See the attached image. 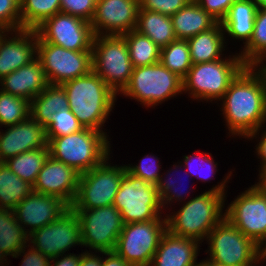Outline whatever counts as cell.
<instances>
[{
	"label": "cell",
	"mask_w": 266,
	"mask_h": 266,
	"mask_svg": "<svg viewBox=\"0 0 266 266\" xmlns=\"http://www.w3.org/2000/svg\"><path fill=\"white\" fill-rule=\"evenodd\" d=\"M258 181L255 182L253 187H255L262 195L266 197V170H259Z\"/></svg>",
	"instance_id": "cell-50"
},
{
	"label": "cell",
	"mask_w": 266,
	"mask_h": 266,
	"mask_svg": "<svg viewBox=\"0 0 266 266\" xmlns=\"http://www.w3.org/2000/svg\"><path fill=\"white\" fill-rule=\"evenodd\" d=\"M246 67L239 53L211 62L193 64L182 79L183 94L201 102L219 101L228 90L230 83Z\"/></svg>",
	"instance_id": "cell-5"
},
{
	"label": "cell",
	"mask_w": 266,
	"mask_h": 266,
	"mask_svg": "<svg viewBox=\"0 0 266 266\" xmlns=\"http://www.w3.org/2000/svg\"><path fill=\"white\" fill-rule=\"evenodd\" d=\"M70 206L59 197L32 191L14 209L15 219L30 234L58 219ZM29 229H26L28 228Z\"/></svg>",
	"instance_id": "cell-18"
},
{
	"label": "cell",
	"mask_w": 266,
	"mask_h": 266,
	"mask_svg": "<svg viewBox=\"0 0 266 266\" xmlns=\"http://www.w3.org/2000/svg\"><path fill=\"white\" fill-rule=\"evenodd\" d=\"M108 136L107 132L83 128L66 136L47 138L50 156L81 175L109 158Z\"/></svg>",
	"instance_id": "cell-4"
},
{
	"label": "cell",
	"mask_w": 266,
	"mask_h": 266,
	"mask_svg": "<svg viewBox=\"0 0 266 266\" xmlns=\"http://www.w3.org/2000/svg\"><path fill=\"white\" fill-rule=\"evenodd\" d=\"M177 163H178V165L175 163L173 165L172 169L170 168L169 170L166 171V174L162 173V175L160 176V180H159L158 184L156 185L157 192H158V195L160 197V202H161L163 210H166L168 208V205L171 207L172 203H174V204L176 202L177 203L179 202V204L181 202L183 203V201L187 199L188 195H190L189 192H192L190 190L187 192H184L183 190H181V188H178V187H180V186H178L180 178L177 180L178 182L176 181V179H177L176 177H175L176 179L172 178V176L174 175L173 173H175V172L178 173L180 170L183 171L182 170L183 166L179 162H177ZM170 173H172V174H170ZM186 190H187V188H186Z\"/></svg>",
	"instance_id": "cell-38"
},
{
	"label": "cell",
	"mask_w": 266,
	"mask_h": 266,
	"mask_svg": "<svg viewBox=\"0 0 266 266\" xmlns=\"http://www.w3.org/2000/svg\"><path fill=\"white\" fill-rule=\"evenodd\" d=\"M35 29L0 32V80L37 57Z\"/></svg>",
	"instance_id": "cell-19"
},
{
	"label": "cell",
	"mask_w": 266,
	"mask_h": 266,
	"mask_svg": "<svg viewBox=\"0 0 266 266\" xmlns=\"http://www.w3.org/2000/svg\"><path fill=\"white\" fill-rule=\"evenodd\" d=\"M183 95V81L160 62L134 67L130 80L118 94L137 101L144 107H155L176 95Z\"/></svg>",
	"instance_id": "cell-6"
},
{
	"label": "cell",
	"mask_w": 266,
	"mask_h": 266,
	"mask_svg": "<svg viewBox=\"0 0 266 266\" xmlns=\"http://www.w3.org/2000/svg\"><path fill=\"white\" fill-rule=\"evenodd\" d=\"M160 63L183 79L193 65L187 40L176 39L162 47Z\"/></svg>",
	"instance_id": "cell-35"
},
{
	"label": "cell",
	"mask_w": 266,
	"mask_h": 266,
	"mask_svg": "<svg viewBox=\"0 0 266 266\" xmlns=\"http://www.w3.org/2000/svg\"><path fill=\"white\" fill-rule=\"evenodd\" d=\"M261 258L266 259V242L265 244L261 247Z\"/></svg>",
	"instance_id": "cell-54"
},
{
	"label": "cell",
	"mask_w": 266,
	"mask_h": 266,
	"mask_svg": "<svg viewBox=\"0 0 266 266\" xmlns=\"http://www.w3.org/2000/svg\"><path fill=\"white\" fill-rule=\"evenodd\" d=\"M113 205L120 211L125 224L166 220V216H162L164 211L156 186L132 175L128 170L120 180Z\"/></svg>",
	"instance_id": "cell-9"
},
{
	"label": "cell",
	"mask_w": 266,
	"mask_h": 266,
	"mask_svg": "<svg viewBox=\"0 0 266 266\" xmlns=\"http://www.w3.org/2000/svg\"><path fill=\"white\" fill-rule=\"evenodd\" d=\"M208 260L221 266H259L261 247L246 237L227 218H223L208 234ZM258 264V265H257Z\"/></svg>",
	"instance_id": "cell-7"
},
{
	"label": "cell",
	"mask_w": 266,
	"mask_h": 266,
	"mask_svg": "<svg viewBox=\"0 0 266 266\" xmlns=\"http://www.w3.org/2000/svg\"><path fill=\"white\" fill-rule=\"evenodd\" d=\"M30 116V102L0 90V127L13 126Z\"/></svg>",
	"instance_id": "cell-37"
},
{
	"label": "cell",
	"mask_w": 266,
	"mask_h": 266,
	"mask_svg": "<svg viewBox=\"0 0 266 266\" xmlns=\"http://www.w3.org/2000/svg\"><path fill=\"white\" fill-rule=\"evenodd\" d=\"M28 243L50 259L83 246L77 213L70 207L55 221L28 234Z\"/></svg>",
	"instance_id": "cell-14"
},
{
	"label": "cell",
	"mask_w": 266,
	"mask_h": 266,
	"mask_svg": "<svg viewBox=\"0 0 266 266\" xmlns=\"http://www.w3.org/2000/svg\"><path fill=\"white\" fill-rule=\"evenodd\" d=\"M192 0H139V9L172 16Z\"/></svg>",
	"instance_id": "cell-43"
},
{
	"label": "cell",
	"mask_w": 266,
	"mask_h": 266,
	"mask_svg": "<svg viewBox=\"0 0 266 266\" xmlns=\"http://www.w3.org/2000/svg\"><path fill=\"white\" fill-rule=\"evenodd\" d=\"M69 109L83 128L105 132L103 128L117 101V94L93 71L61 84ZM104 129V130H103Z\"/></svg>",
	"instance_id": "cell-3"
},
{
	"label": "cell",
	"mask_w": 266,
	"mask_h": 266,
	"mask_svg": "<svg viewBox=\"0 0 266 266\" xmlns=\"http://www.w3.org/2000/svg\"><path fill=\"white\" fill-rule=\"evenodd\" d=\"M214 19L221 22L235 0H195Z\"/></svg>",
	"instance_id": "cell-45"
},
{
	"label": "cell",
	"mask_w": 266,
	"mask_h": 266,
	"mask_svg": "<svg viewBox=\"0 0 266 266\" xmlns=\"http://www.w3.org/2000/svg\"><path fill=\"white\" fill-rule=\"evenodd\" d=\"M79 176L73 168L49 156L32 190L59 197L71 206L78 191Z\"/></svg>",
	"instance_id": "cell-20"
},
{
	"label": "cell",
	"mask_w": 266,
	"mask_h": 266,
	"mask_svg": "<svg viewBox=\"0 0 266 266\" xmlns=\"http://www.w3.org/2000/svg\"><path fill=\"white\" fill-rule=\"evenodd\" d=\"M125 38L118 35H96L92 41V71L118 95L133 72Z\"/></svg>",
	"instance_id": "cell-8"
},
{
	"label": "cell",
	"mask_w": 266,
	"mask_h": 266,
	"mask_svg": "<svg viewBox=\"0 0 266 266\" xmlns=\"http://www.w3.org/2000/svg\"><path fill=\"white\" fill-rule=\"evenodd\" d=\"M219 101L228 136L246 139L266 127V82L254 66H246Z\"/></svg>",
	"instance_id": "cell-1"
},
{
	"label": "cell",
	"mask_w": 266,
	"mask_h": 266,
	"mask_svg": "<svg viewBox=\"0 0 266 266\" xmlns=\"http://www.w3.org/2000/svg\"><path fill=\"white\" fill-rule=\"evenodd\" d=\"M21 30L20 0H0V31Z\"/></svg>",
	"instance_id": "cell-41"
},
{
	"label": "cell",
	"mask_w": 266,
	"mask_h": 266,
	"mask_svg": "<svg viewBox=\"0 0 266 266\" xmlns=\"http://www.w3.org/2000/svg\"><path fill=\"white\" fill-rule=\"evenodd\" d=\"M135 30L149 37L160 48L177 39L171 16L154 11L139 9Z\"/></svg>",
	"instance_id": "cell-28"
},
{
	"label": "cell",
	"mask_w": 266,
	"mask_h": 266,
	"mask_svg": "<svg viewBox=\"0 0 266 266\" xmlns=\"http://www.w3.org/2000/svg\"><path fill=\"white\" fill-rule=\"evenodd\" d=\"M261 127L260 129L256 130L255 132L251 133L246 140H253L254 138H258L256 148H255V153L257 157L260 159V167L259 170H266V128ZM262 131V132H261ZM261 132V134H259ZM259 137H258V136ZM261 136V137H260Z\"/></svg>",
	"instance_id": "cell-46"
},
{
	"label": "cell",
	"mask_w": 266,
	"mask_h": 266,
	"mask_svg": "<svg viewBox=\"0 0 266 266\" xmlns=\"http://www.w3.org/2000/svg\"><path fill=\"white\" fill-rule=\"evenodd\" d=\"M260 263H262V264H266V259H261V261H260Z\"/></svg>",
	"instance_id": "cell-56"
},
{
	"label": "cell",
	"mask_w": 266,
	"mask_h": 266,
	"mask_svg": "<svg viewBox=\"0 0 266 266\" xmlns=\"http://www.w3.org/2000/svg\"><path fill=\"white\" fill-rule=\"evenodd\" d=\"M152 154L153 153L142 157L138 162L139 164H131L132 166L128 164L126 167L132 175L142 178L145 182L156 186L162 175L160 172L162 167L159 158Z\"/></svg>",
	"instance_id": "cell-40"
},
{
	"label": "cell",
	"mask_w": 266,
	"mask_h": 266,
	"mask_svg": "<svg viewBox=\"0 0 266 266\" xmlns=\"http://www.w3.org/2000/svg\"><path fill=\"white\" fill-rule=\"evenodd\" d=\"M28 244V234L15 219L13 210L0 208V251L15 256Z\"/></svg>",
	"instance_id": "cell-29"
},
{
	"label": "cell",
	"mask_w": 266,
	"mask_h": 266,
	"mask_svg": "<svg viewBox=\"0 0 266 266\" xmlns=\"http://www.w3.org/2000/svg\"><path fill=\"white\" fill-rule=\"evenodd\" d=\"M49 156V148L42 147L23 152L15 157L9 158L5 161V163L20 179L25 180L33 186L38 173L45 165Z\"/></svg>",
	"instance_id": "cell-31"
},
{
	"label": "cell",
	"mask_w": 266,
	"mask_h": 266,
	"mask_svg": "<svg viewBox=\"0 0 266 266\" xmlns=\"http://www.w3.org/2000/svg\"><path fill=\"white\" fill-rule=\"evenodd\" d=\"M37 58L51 85H61L92 71V51L68 50L39 38Z\"/></svg>",
	"instance_id": "cell-13"
},
{
	"label": "cell",
	"mask_w": 266,
	"mask_h": 266,
	"mask_svg": "<svg viewBox=\"0 0 266 266\" xmlns=\"http://www.w3.org/2000/svg\"><path fill=\"white\" fill-rule=\"evenodd\" d=\"M139 0H96L90 22L94 36H122L136 28Z\"/></svg>",
	"instance_id": "cell-17"
},
{
	"label": "cell",
	"mask_w": 266,
	"mask_h": 266,
	"mask_svg": "<svg viewBox=\"0 0 266 266\" xmlns=\"http://www.w3.org/2000/svg\"><path fill=\"white\" fill-rule=\"evenodd\" d=\"M7 128V129H6ZM0 129V160L7 161L23 152L48 147L46 128L31 116L13 126Z\"/></svg>",
	"instance_id": "cell-21"
},
{
	"label": "cell",
	"mask_w": 266,
	"mask_h": 266,
	"mask_svg": "<svg viewBox=\"0 0 266 266\" xmlns=\"http://www.w3.org/2000/svg\"><path fill=\"white\" fill-rule=\"evenodd\" d=\"M199 154V155H198ZM183 162L179 163L183 166V170L186 175L192 179V177L202 181L204 183L210 182L214 179L218 169V163L215 162L212 154L207 152H194L191 155H184Z\"/></svg>",
	"instance_id": "cell-36"
},
{
	"label": "cell",
	"mask_w": 266,
	"mask_h": 266,
	"mask_svg": "<svg viewBox=\"0 0 266 266\" xmlns=\"http://www.w3.org/2000/svg\"><path fill=\"white\" fill-rule=\"evenodd\" d=\"M200 245L196 239L176 236L167 230L150 266H194L197 264Z\"/></svg>",
	"instance_id": "cell-22"
},
{
	"label": "cell",
	"mask_w": 266,
	"mask_h": 266,
	"mask_svg": "<svg viewBox=\"0 0 266 266\" xmlns=\"http://www.w3.org/2000/svg\"><path fill=\"white\" fill-rule=\"evenodd\" d=\"M8 257L3 254V252L0 251V266H7L9 263L7 262ZM7 263V264H6Z\"/></svg>",
	"instance_id": "cell-53"
},
{
	"label": "cell",
	"mask_w": 266,
	"mask_h": 266,
	"mask_svg": "<svg viewBox=\"0 0 266 266\" xmlns=\"http://www.w3.org/2000/svg\"><path fill=\"white\" fill-rule=\"evenodd\" d=\"M82 129L73 112L69 108L62 109L53 114L51 123L46 127L47 138L66 136Z\"/></svg>",
	"instance_id": "cell-39"
},
{
	"label": "cell",
	"mask_w": 266,
	"mask_h": 266,
	"mask_svg": "<svg viewBox=\"0 0 266 266\" xmlns=\"http://www.w3.org/2000/svg\"><path fill=\"white\" fill-rule=\"evenodd\" d=\"M166 231V220L125 224L117 239L114 252L131 266H150Z\"/></svg>",
	"instance_id": "cell-11"
},
{
	"label": "cell",
	"mask_w": 266,
	"mask_h": 266,
	"mask_svg": "<svg viewBox=\"0 0 266 266\" xmlns=\"http://www.w3.org/2000/svg\"><path fill=\"white\" fill-rule=\"evenodd\" d=\"M228 38L224 35L221 22L209 30L187 39L192 64L211 62L223 58Z\"/></svg>",
	"instance_id": "cell-25"
},
{
	"label": "cell",
	"mask_w": 266,
	"mask_h": 266,
	"mask_svg": "<svg viewBox=\"0 0 266 266\" xmlns=\"http://www.w3.org/2000/svg\"><path fill=\"white\" fill-rule=\"evenodd\" d=\"M239 56L246 66H255L266 56V8H258L250 41Z\"/></svg>",
	"instance_id": "cell-34"
},
{
	"label": "cell",
	"mask_w": 266,
	"mask_h": 266,
	"mask_svg": "<svg viewBox=\"0 0 266 266\" xmlns=\"http://www.w3.org/2000/svg\"><path fill=\"white\" fill-rule=\"evenodd\" d=\"M61 13L69 14L81 18L87 22H91L95 7L96 0H60Z\"/></svg>",
	"instance_id": "cell-42"
},
{
	"label": "cell",
	"mask_w": 266,
	"mask_h": 266,
	"mask_svg": "<svg viewBox=\"0 0 266 266\" xmlns=\"http://www.w3.org/2000/svg\"><path fill=\"white\" fill-rule=\"evenodd\" d=\"M19 256L23 257L21 260L20 266H50V263H51L50 258L46 257L44 254H42L40 251H38L37 249H35L29 244L25 245L12 258H19Z\"/></svg>",
	"instance_id": "cell-44"
},
{
	"label": "cell",
	"mask_w": 266,
	"mask_h": 266,
	"mask_svg": "<svg viewBox=\"0 0 266 266\" xmlns=\"http://www.w3.org/2000/svg\"><path fill=\"white\" fill-rule=\"evenodd\" d=\"M60 0H20L21 29H35L44 20L60 13Z\"/></svg>",
	"instance_id": "cell-33"
},
{
	"label": "cell",
	"mask_w": 266,
	"mask_h": 266,
	"mask_svg": "<svg viewBox=\"0 0 266 266\" xmlns=\"http://www.w3.org/2000/svg\"><path fill=\"white\" fill-rule=\"evenodd\" d=\"M258 8H266V0H257Z\"/></svg>",
	"instance_id": "cell-55"
},
{
	"label": "cell",
	"mask_w": 266,
	"mask_h": 266,
	"mask_svg": "<svg viewBox=\"0 0 266 266\" xmlns=\"http://www.w3.org/2000/svg\"><path fill=\"white\" fill-rule=\"evenodd\" d=\"M49 85L41 62L36 57L0 80V90L31 102Z\"/></svg>",
	"instance_id": "cell-23"
},
{
	"label": "cell",
	"mask_w": 266,
	"mask_h": 266,
	"mask_svg": "<svg viewBox=\"0 0 266 266\" xmlns=\"http://www.w3.org/2000/svg\"><path fill=\"white\" fill-rule=\"evenodd\" d=\"M110 160L109 156L102 164L79 176L78 191L70 206L72 209H95L113 205L127 167L123 164H111Z\"/></svg>",
	"instance_id": "cell-10"
},
{
	"label": "cell",
	"mask_w": 266,
	"mask_h": 266,
	"mask_svg": "<svg viewBox=\"0 0 266 266\" xmlns=\"http://www.w3.org/2000/svg\"><path fill=\"white\" fill-rule=\"evenodd\" d=\"M35 31L41 41L73 51H92L91 25L81 18L60 12L44 20Z\"/></svg>",
	"instance_id": "cell-16"
},
{
	"label": "cell",
	"mask_w": 266,
	"mask_h": 266,
	"mask_svg": "<svg viewBox=\"0 0 266 266\" xmlns=\"http://www.w3.org/2000/svg\"><path fill=\"white\" fill-rule=\"evenodd\" d=\"M264 77L266 82V56L254 66Z\"/></svg>",
	"instance_id": "cell-51"
},
{
	"label": "cell",
	"mask_w": 266,
	"mask_h": 266,
	"mask_svg": "<svg viewBox=\"0 0 266 266\" xmlns=\"http://www.w3.org/2000/svg\"><path fill=\"white\" fill-rule=\"evenodd\" d=\"M122 36L127 43L133 67H142L160 62L161 48L149 37L135 29Z\"/></svg>",
	"instance_id": "cell-32"
},
{
	"label": "cell",
	"mask_w": 266,
	"mask_h": 266,
	"mask_svg": "<svg viewBox=\"0 0 266 266\" xmlns=\"http://www.w3.org/2000/svg\"><path fill=\"white\" fill-rule=\"evenodd\" d=\"M177 39L187 40L200 32L214 27L218 21L206 12L195 0L171 16Z\"/></svg>",
	"instance_id": "cell-26"
},
{
	"label": "cell",
	"mask_w": 266,
	"mask_h": 266,
	"mask_svg": "<svg viewBox=\"0 0 266 266\" xmlns=\"http://www.w3.org/2000/svg\"><path fill=\"white\" fill-rule=\"evenodd\" d=\"M32 191V185L20 179L5 162L0 165V208L13 210Z\"/></svg>",
	"instance_id": "cell-30"
},
{
	"label": "cell",
	"mask_w": 266,
	"mask_h": 266,
	"mask_svg": "<svg viewBox=\"0 0 266 266\" xmlns=\"http://www.w3.org/2000/svg\"><path fill=\"white\" fill-rule=\"evenodd\" d=\"M206 259V260H205ZM203 259L202 261L200 260V262H198L201 266H221L218 264H215L213 262H211L210 260H208L207 258Z\"/></svg>",
	"instance_id": "cell-52"
},
{
	"label": "cell",
	"mask_w": 266,
	"mask_h": 266,
	"mask_svg": "<svg viewBox=\"0 0 266 266\" xmlns=\"http://www.w3.org/2000/svg\"><path fill=\"white\" fill-rule=\"evenodd\" d=\"M96 253L97 252H89L87 249L82 252L79 266H102L101 252H98V254Z\"/></svg>",
	"instance_id": "cell-49"
},
{
	"label": "cell",
	"mask_w": 266,
	"mask_h": 266,
	"mask_svg": "<svg viewBox=\"0 0 266 266\" xmlns=\"http://www.w3.org/2000/svg\"><path fill=\"white\" fill-rule=\"evenodd\" d=\"M69 108L67 94L61 85L49 84L30 102V116L45 128L53 114Z\"/></svg>",
	"instance_id": "cell-27"
},
{
	"label": "cell",
	"mask_w": 266,
	"mask_h": 266,
	"mask_svg": "<svg viewBox=\"0 0 266 266\" xmlns=\"http://www.w3.org/2000/svg\"><path fill=\"white\" fill-rule=\"evenodd\" d=\"M102 266H131L114 251L101 252ZM105 256V257H104Z\"/></svg>",
	"instance_id": "cell-48"
},
{
	"label": "cell",
	"mask_w": 266,
	"mask_h": 266,
	"mask_svg": "<svg viewBox=\"0 0 266 266\" xmlns=\"http://www.w3.org/2000/svg\"><path fill=\"white\" fill-rule=\"evenodd\" d=\"M257 10V0H235L221 21L224 35L238 42L243 41L245 46L253 34Z\"/></svg>",
	"instance_id": "cell-24"
},
{
	"label": "cell",
	"mask_w": 266,
	"mask_h": 266,
	"mask_svg": "<svg viewBox=\"0 0 266 266\" xmlns=\"http://www.w3.org/2000/svg\"><path fill=\"white\" fill-rule=\"evenodd\" d=\"M246 189L227 205L225 218L262 247L266 242V197L252 185Z\"/></svg>",
	"instance_id": "cell-15"
},
{
	"label": "cell",
	"mask_w": 266,
	"mask_h": 266,
	"mask_svg": "<svg viewBox=\"0 0 266 266\" xmlns=\"http://www.w3.org/2000/svg\"><path fill=\"white\" fill-rule=\"evenodd\" d=\"M80 261L81 254L66 253L51 259L50 266H79Z\"/></svg>",
	"instance_id": "cell-47"
},
{
	"label": "cell",
	"mask_w": 266,
	"mask_h": 266,
	"mask_svg": "<svg viewBox=\"0 0 266 266\" xmlns=\"http://www.w3.org/2000/svg\"><path fill=\"white\" fill-rule=\"evenodd\" d=\"M232 171L208 191L183 202L182 207L166 214L167 230L173 235L198 240L201 244L209 232L225 217L227 185Z\"/></svg>",
	"instance_id": "cell-2"
},
{
	"label": "cell",
	"mask_w": 266,
	"mask_h": 266,
	"mask_svg": "<svg viewBox=\"0 0 266 266\" xmlns=\"http://www.w3.org/2000/svg\"><path fill=\"white\" fill-rule=\"evenodd\" d=\"M73 210L77 213L81 226L83 247H89V252L114 251L125 225L120 211L114 205Z\"/></svg>",
	"instance_id": "cell-12"
}]
</instances>
